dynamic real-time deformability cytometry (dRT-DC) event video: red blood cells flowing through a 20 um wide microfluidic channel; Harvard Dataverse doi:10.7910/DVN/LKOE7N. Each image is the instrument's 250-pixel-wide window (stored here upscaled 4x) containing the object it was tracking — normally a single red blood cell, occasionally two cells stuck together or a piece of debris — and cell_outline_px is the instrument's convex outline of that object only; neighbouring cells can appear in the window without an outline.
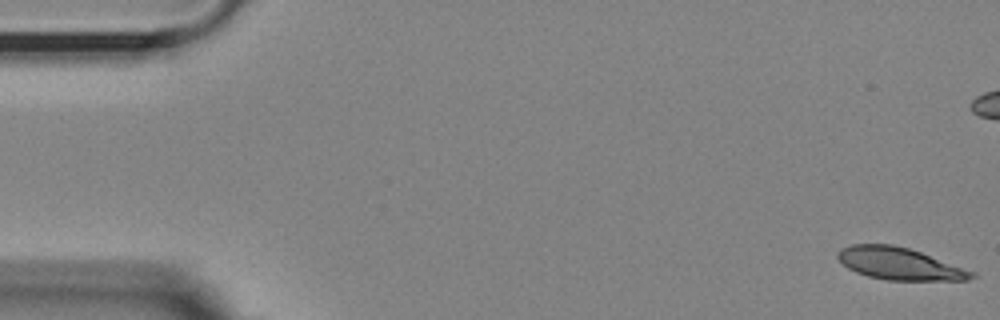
{"species": "Egyptian fruit bat (a non-hibernating species)", "species_latin": "Rousettus aegyptiacus", "temperature_condition": "room temperature", "stored_images_in_passage": 9, "camera_frame_rate_fps": 3000, "um_per_image_px": 0.085, "animal": {"sex": "female"}, "frame": {"image": 1, "passage_image": 1, "time_ms": 0.0, "image_size_px": [1000, 320], "cell_outline_px": [[976, 276], [968, 280], [888, 280], [868, 276], [856, 272], [848, 268], [836, 256], [836, 252], [840, 248], [852, 244], [892, 244], [908, 248], [920, 252], [976, 272]], "centroid_in_image_um": [76.44, 22.41], "position_along_channel_um": 8.6, "area_um2": 24.97}}